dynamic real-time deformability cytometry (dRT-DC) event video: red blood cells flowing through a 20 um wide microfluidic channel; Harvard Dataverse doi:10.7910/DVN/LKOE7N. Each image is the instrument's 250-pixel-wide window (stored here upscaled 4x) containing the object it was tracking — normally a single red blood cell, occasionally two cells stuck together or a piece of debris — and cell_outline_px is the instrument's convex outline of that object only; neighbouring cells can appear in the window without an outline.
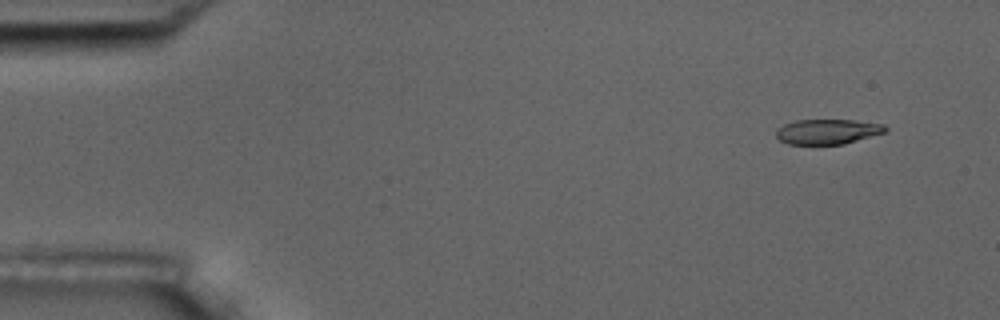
{"species": "common noctule bat (a hibernating species)", "species_latin": "Nyctalus noctula", "temperature_condition": "room temperature", "stored_images_in_passage": 9, "camera_frame_rate_fps": 3000, "um_per_image_px": 0.085, "animal": {"sex": "male", "body_mass_g": 17.5, "forearm_length_mm": 52.3}, "frame": {"image": 1, "passage_image": 1, "time_ms": 0.0, "image_size_px": [1000, 320], "cell_outline_px": [[888, 128], [884, 132], [844, 144], [788, 144], [780, 140], [776, 136], [776, 128], [784, 124], [796, 120], [852, 120], [884, 124]], "centroid_in_image_um": [70.31, 11.18], "position_along_channel_um": 14.7, "area_um2": 15.84}}
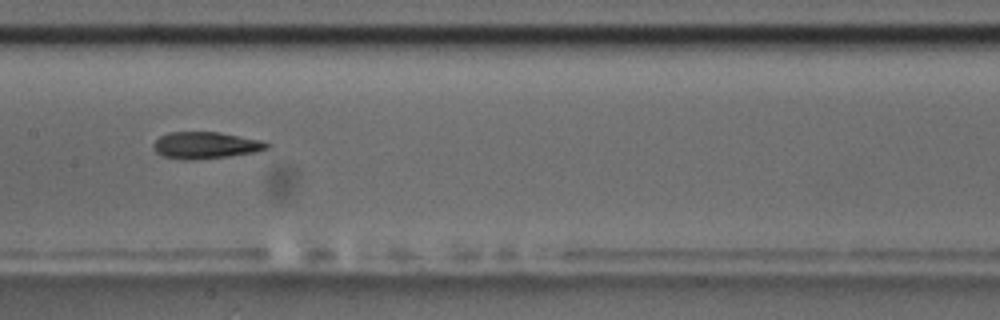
{"frame": {"image": 2, "passage_image": 8, "time_ms": 8.0, "image_size_px": [1000, 320], "cell_outline_px": [[272, 144], [268, 148], [256, 152], [228, 156], [196, 160], [184, 160], [164, 156], [156, 152], [152, 148], [152, 144], [160, 136], [168, 132], [220, 132], [260, 140]], "centroid_in_image_um": [17.46, 12.35], "position_along_channel_um": 189.9, "area_um2": 17.8}}
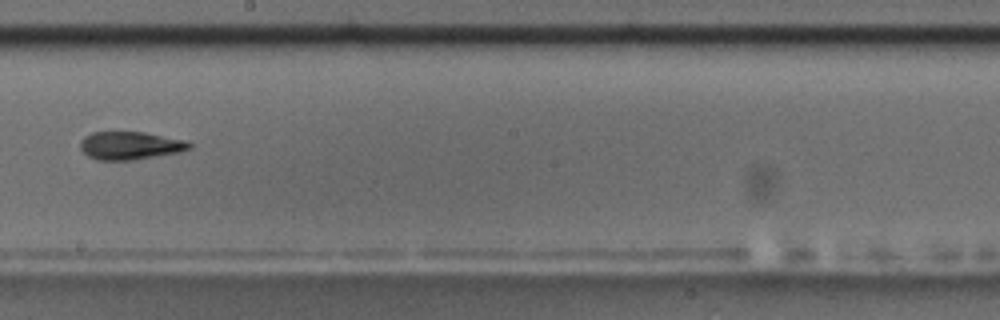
{"frame": {"image": 3, "passage_image": 9, "time_ms": 9.333, "image_size_px": [1000, 320], "cell_outline_px": [[192, 148], [180, 152], [132, 160], [96, 160], [88, 156], [80, 148], [80, 140], [84, 136], [92, 132], [144, 132], [184, 140], [192, 144]], "centroid_in_image_um": [11.04, 12.37], "position_along_channel_um": 237.2, "area_um2": 17.8}}